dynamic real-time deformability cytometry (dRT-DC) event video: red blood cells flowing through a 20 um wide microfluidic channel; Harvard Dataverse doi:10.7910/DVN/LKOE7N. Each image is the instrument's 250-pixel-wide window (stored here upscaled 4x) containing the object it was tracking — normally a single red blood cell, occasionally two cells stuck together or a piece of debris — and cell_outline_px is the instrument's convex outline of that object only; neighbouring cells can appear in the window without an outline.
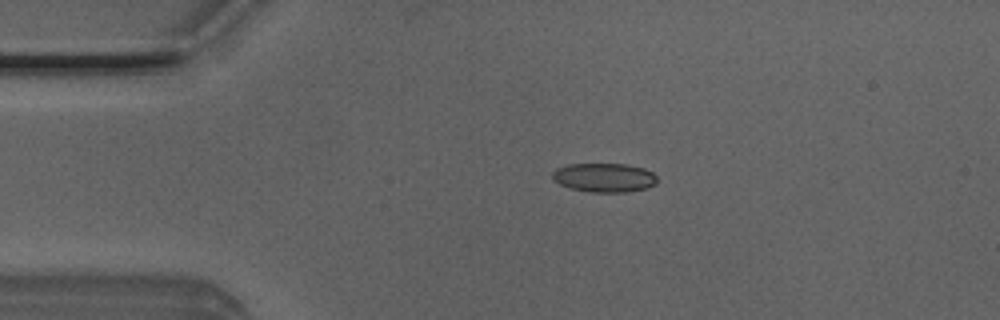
{"species": "Egyptian fruit bat (a non-hibernating species)", "species_latin": "Rousettus aegyptiacus", "temperature_condition": "room temperature", "stored_images_in_passage": 49, "camera_frame_rate_fps": 3000, "um_per_image_px": 0.085, "animal": {"sex": "male"}, "frame": {"image": 1, "passage_image": 9, "time_ms": 2.667, "image_size_px": [1000, 320], "cell_outline_px": [[656, 184], [648, 188], [624, 192], [588, 192], [572, 188], [560, 184], [552, 180], [552, 172], [556, 168], [568, 164], [624, 164], [644, 168], [652, 172], [656, 176]], "centroid_in_image_um": [51.35, 15.09], "position_along_channel_um": 33.7, "area_um2": 17.74}}
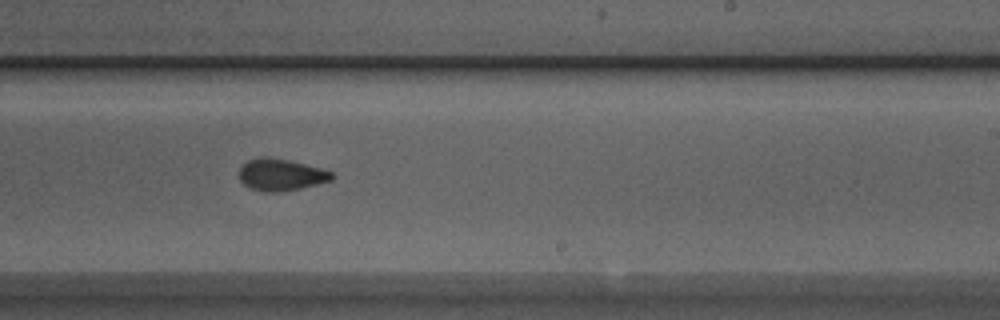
{"frame": {"image": 2, "passage_image": 29, "time_ms": 9.333, "image_size_px": [1000, 320], "cell_outline_px": [[336, 176], [332, 180], [300, 188], [276, 192], [264, 192], [248, 188], [240, 180], [240, 168], [248, 160], [260, 156], [268, 156], [288, 160], [320, 168], [332, 172]], "centroid_in_image_um": [23.86, 14.85], "position_along_channel_um": 265.1, "area_um2": 17.17}}
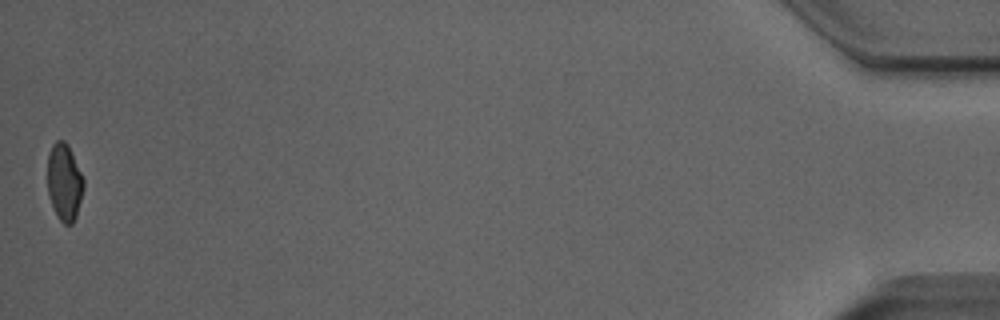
{"frame": {"image": 3, "passage_image": 49, "time_ms": 16.0, "image_size_px": [1000, 320], "cell_outline_px": [[84, 188], [76, 216], [72, 224], [64, 224], [56, 216], [48, 192], [48, 152], [52, 144], [56, 140], [64, 140], [68, 144], [84, 180]], "centroid_in_image_um": [5.47, 15.47], "position_along_channel_um": 429.7, "area_um2": 16.18}, "authors_computed_cell_mechanics": {"area_um2": 17.2244, "velocity_mm_per_s": 4.0241, "shape_relaxation_time_tau1_ms": null, "shape_relaxation_time_tau2_ms": 1.6798, "deformation_change_tau1": null, "deformation_change_tau2": 0.0667}}